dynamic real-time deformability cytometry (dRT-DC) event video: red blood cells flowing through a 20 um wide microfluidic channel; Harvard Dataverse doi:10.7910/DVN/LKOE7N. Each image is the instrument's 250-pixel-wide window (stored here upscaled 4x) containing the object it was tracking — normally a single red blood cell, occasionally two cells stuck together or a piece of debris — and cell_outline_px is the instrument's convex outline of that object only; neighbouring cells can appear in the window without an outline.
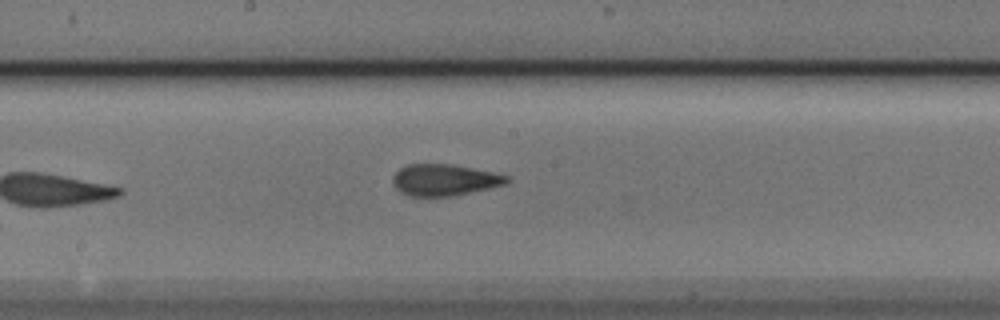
{"species": "Egyptian fruit bat (a non-hibernating species)", "species_latin": "Rousettus aegyptiacus", "temperature_condition": "cold", "stored_images_in_passage": 10, "segment_of_instrument_passage": [1, 2], "camera_frame_rate_fps": 3000, "um_per_image_px": 0.085, "animal": {"sex": "male"}, "frame": {"image": 1, "passage_image": 9, "time_ms": 2.667, "image_size_px": [1000, 320], "cell_outline_px": [[512, 180], [508, 184], [452, 196], [408, 196], [400, 192], [392, 184], [392, 180], [396, 172], [400, 168], [408, 164], [452, 164], [492, 172], [508, 176]], "centroid_in_image_um": [37.78, 15.3], "position_along_channel_um": 210.4, "area_um2": 20.98}}